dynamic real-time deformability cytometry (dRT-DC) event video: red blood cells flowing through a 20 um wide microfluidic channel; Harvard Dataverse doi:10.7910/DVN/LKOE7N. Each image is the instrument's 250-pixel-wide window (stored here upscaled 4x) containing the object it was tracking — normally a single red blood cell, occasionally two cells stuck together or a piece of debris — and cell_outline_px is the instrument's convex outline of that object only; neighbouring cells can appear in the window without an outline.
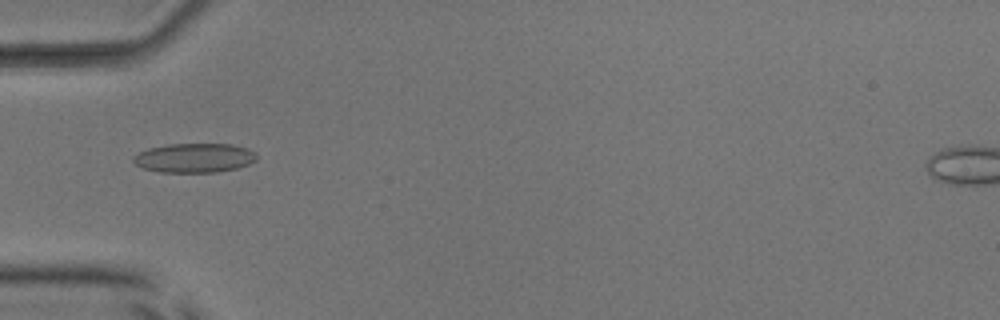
{"species": "common noctule bat (a hibernating species)", "species_latin": "Nyctalus noctula", "temperature_condition": "room temperature", "stored_images_in_passage": 38, "camera_frame_rate_fps": 3000, "um_per_image_px": 0.085, "animal": {"sex": "male", "body_mass_g": 17.9, "forearm_length_mm": 54.2}, "frame": {"image": 1, "passage_image": 4, "time_ms": 1.0, "image_size_px": [1000, 320], "cell_outline_px": [[256, 160], [248, 164], [236, 168], [216, 172], [160, 172], [144, 168], [136, 164], [132, 160], [132, 156], [148, 148], [168, 144], [232, 144], [248, 148], [256, 152]], "centroid_in_image_um": [16.52, 13.41], "position_along_channel_um": 68.5, "area_um2": 21.04}}
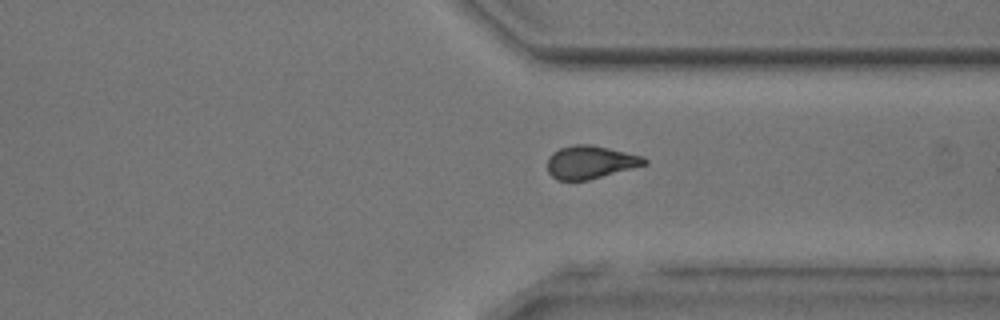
{"frame": {"image": 2, "passage_image": 26, "time_ms": 8.333, "image_size_px": [1000, 320], "cell_outline_px": [[648, 164], [588, 180], [556, 180], [548, 172], [548, 156], [552, 152], [560, 148], [572, 144], [592, 144], [644, 156], [648, 160]], "centroid_in_image_um": [50.19, 13.77], "position_along_channel_um": 361.2, "area_um2": 18.84}}
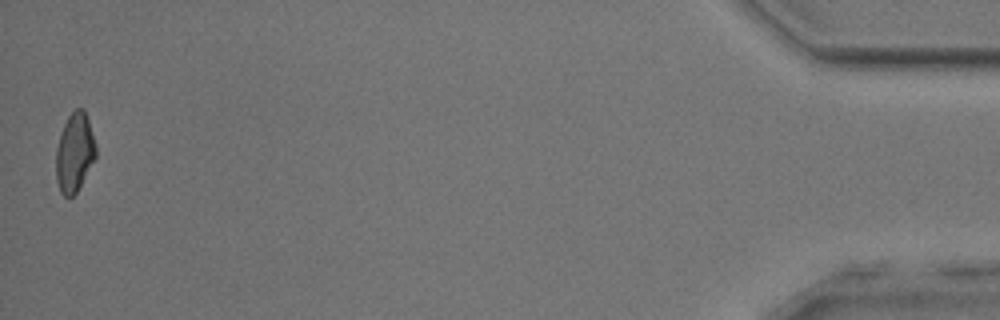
{"frame": {"image": 3, "passage_image": 38, "time_ms": 12.333, "image_size_px": [1000, 320], "cell_outline_px": [[96, 156], [76, 192], [72, 196], [64, 196], [60, 192], [56, 180], [56, 148], [64, 124], [68, 116], [76, 108], [84, 108], [96, 144]], "centroid_in_image_um": [6.33, 12.95], "position_along_channel_um": 428.9, "area_um2": 18.09}, "authors_computed_cell_mechanics": {"area_um2": 18.8717, "velocity_mm_per_s": 3.9985, "shape_relaxation_time_tau1_ms": null, "shape_relaxation_time_tau2_ms": 3.3032, "deformation_change_tau1": null, "deformation_change_tau2": 0.0985}}